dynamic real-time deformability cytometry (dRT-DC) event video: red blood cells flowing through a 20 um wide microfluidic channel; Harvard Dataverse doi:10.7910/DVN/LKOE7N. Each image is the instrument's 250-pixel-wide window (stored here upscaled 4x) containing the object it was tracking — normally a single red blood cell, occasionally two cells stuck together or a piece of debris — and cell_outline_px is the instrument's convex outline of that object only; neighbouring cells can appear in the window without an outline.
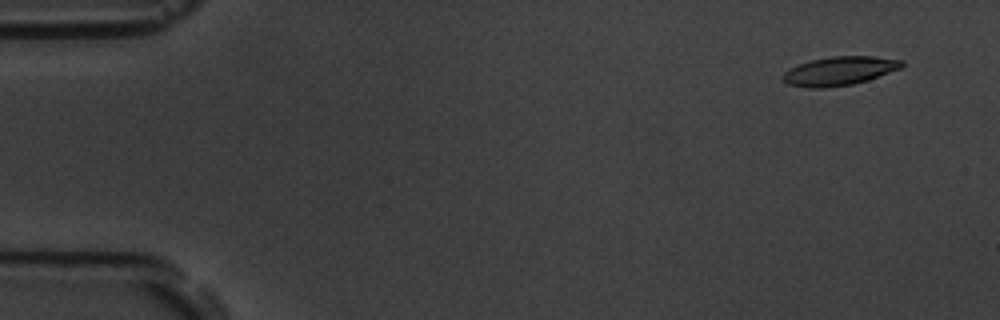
{"species": "common noctule bat (a hibernating species)", "species_latin": "Nyctalus noctula", "temperature_condition": "room temperature", "stored_images_in_passage": 5, "camera_frame_rate_fps": 3000, "um_per_image_px": 0.085, "animal": {"sex": "male", "body_mass_g": 19.5, "forearm_length_mm": 54.6}, "frame": {"image": 1, "passage_image": 2, "time_ms": 1.0, "image_size_px": [1000, 320], "cell_outline_px": [[904, 68], [868, 80], [852, 84], [824, 88], [808, 88], [788, 84], [780, 76], [788, 68], [812, 60], [832, 56], [872, 56], [904, 60]], "centroid_in_image_um": [71.38, 6.03], "position_along_channel_um": 13.6, "area_um2": 20.11}}